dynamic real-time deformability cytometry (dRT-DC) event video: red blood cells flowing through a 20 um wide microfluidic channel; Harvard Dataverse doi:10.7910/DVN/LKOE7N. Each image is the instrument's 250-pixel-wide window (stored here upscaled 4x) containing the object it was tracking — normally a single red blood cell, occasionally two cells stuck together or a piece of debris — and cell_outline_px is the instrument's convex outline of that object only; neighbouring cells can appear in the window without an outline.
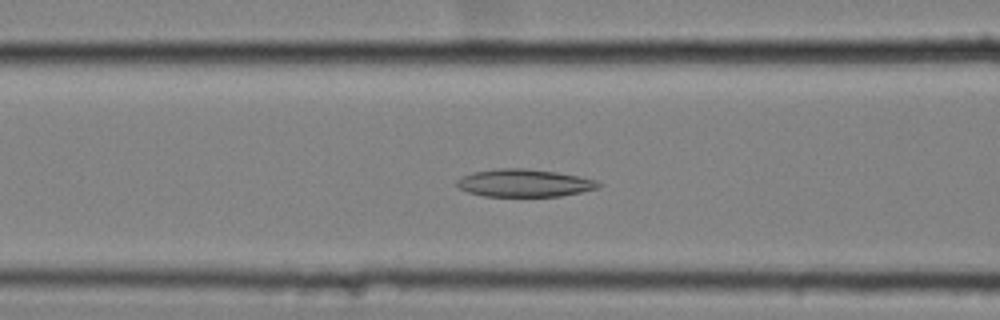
{"species": "common noctule bat (a hibernating species)", "species_latin": "Nyctalus noctula", "temperature_condition": "cold", "stored_images_in_passage": 56, "camera_frame_rate_fps": 3000, "um_per_image_px": 0.085, "animal": {"sex": "female", "body_mass_g": 25.1}, "frame": {"image": 1, "passage_image": 23, "time_ms": 7.333, "image_size_px": [1000, 320], "cell_outline_px": [[604, 184], [600, 188], [560, 196], [484, 196], [468, 192], [460, 188], [456, 184], [456, 180], [460, 176], [472, 172], [496, 168], [524, 168], [556, 172], [596, 180]], "centroid_in_image_um": [44.55, 15.55], "position_along_channel_um": 122.1, "area_um2": 22.89}}
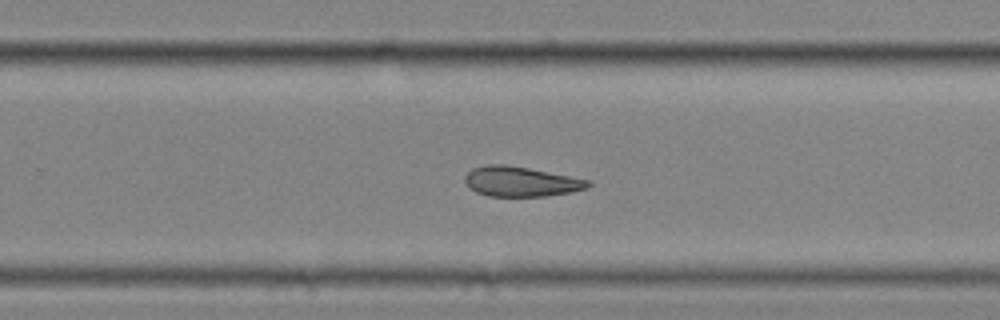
{"frame": {"image": 2, "passage_image": 37, "time_ms": 12.0, "image_size_px": [1000, 320], "cell_outline_px": [[592, 184], [584, 188], [568, 192], [544, 196], [488, 196], [476, 192], [464, 180], [464, 176], [472, 168], [484, 164], [504, 164], [528, 168], [592, 180]], "centroid_in_image_um": [44.25, 15.42], "position_along_channel_um": 285.5, "area_um2": 21.33}}
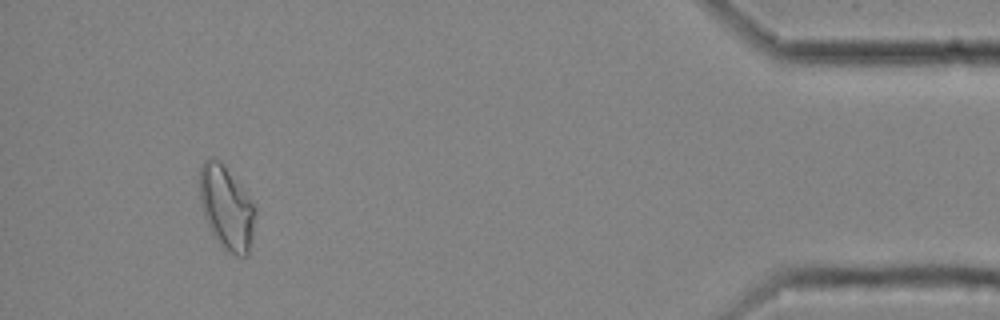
{"frame": {"image": 3, "passage_image": 53, "time_ms": 17.333, "image_size_px": [1000, 320], "cell_outline_px": [[256, 212], [252, 236], [248, 256], [236, 256], [224, 248], [216, 240], [204, 216], [200, 204], [200, 164], [204, 160], [212, 156], [216, 156], [220, 160], [248, 196], [256, 208]], "centroid_in_image_um": [19.24, 17.63], "position_along_channel_um": 416.0, "area_um2": 26.99}}